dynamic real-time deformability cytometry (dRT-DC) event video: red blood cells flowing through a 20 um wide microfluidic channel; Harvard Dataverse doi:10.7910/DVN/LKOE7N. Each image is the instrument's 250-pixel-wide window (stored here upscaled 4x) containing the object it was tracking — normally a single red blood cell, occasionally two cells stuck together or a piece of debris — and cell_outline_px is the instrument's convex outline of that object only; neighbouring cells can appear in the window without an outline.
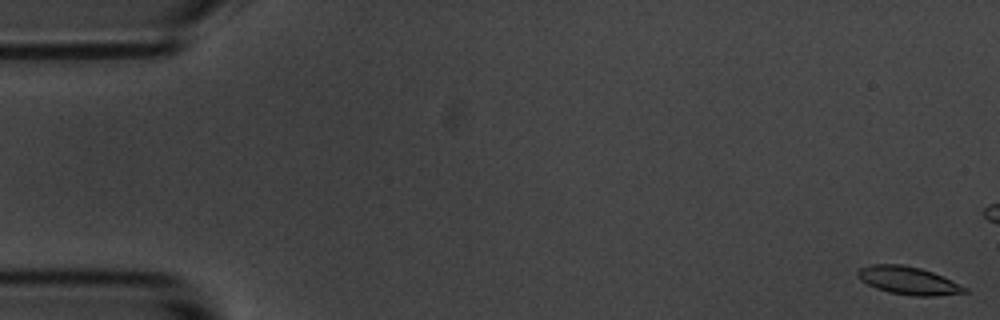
{"species": "common noctule bat (a hibernating species)", "species_latin": "Nyctalus noctula", "temperature_condition": "room temperature", "stored_images_in_passage": 6, "camera_frame_rate_fps": 3000, "um_per_image_px": 0.085, "animal": {"sex": "male", "body_mass_g": 20.1, "forearm_length_mm": 53.5}, "frame": {"image": 1, "passage_image": 1, "time_ms": 0.0, "image_size_px": [1000, 320], "cell_outline_px": [[968, 292], [932, 296], [912, 296], [888, 292], [876, 288], [860, 280], [856, 276], [856, 272], [860, 268], [872, 264], [904, 264], [920, 268], [932, 272], [952, 280], [968, 288]], "centroid_in_image_um": [77.19, 23.84], "position_along_channel_um": 7.8, "area_um2": 17.46}}
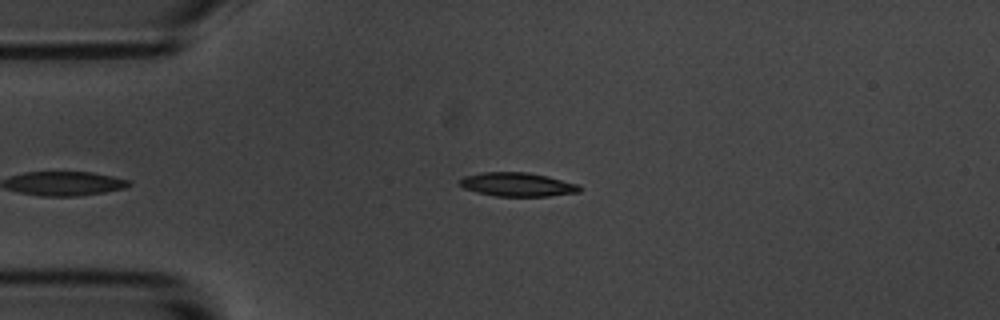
{"frame": {"image": 2, "passage_image": 6, "time_ms": 6.0, "image_size_px": [1000, 320], "cell_outline_px": [[584, 188], [580, 192], [548, 196], [496, 196], [476, 192], [464, 188], [460, 184], [460, 180], [464, 176], [480, 172], [528, 172], [548, 176], [580, 184]], "centroid_in_image_um": [44.04, 15.68], "position_along_channel_um": 41.0, "area_um2": 16.82}}